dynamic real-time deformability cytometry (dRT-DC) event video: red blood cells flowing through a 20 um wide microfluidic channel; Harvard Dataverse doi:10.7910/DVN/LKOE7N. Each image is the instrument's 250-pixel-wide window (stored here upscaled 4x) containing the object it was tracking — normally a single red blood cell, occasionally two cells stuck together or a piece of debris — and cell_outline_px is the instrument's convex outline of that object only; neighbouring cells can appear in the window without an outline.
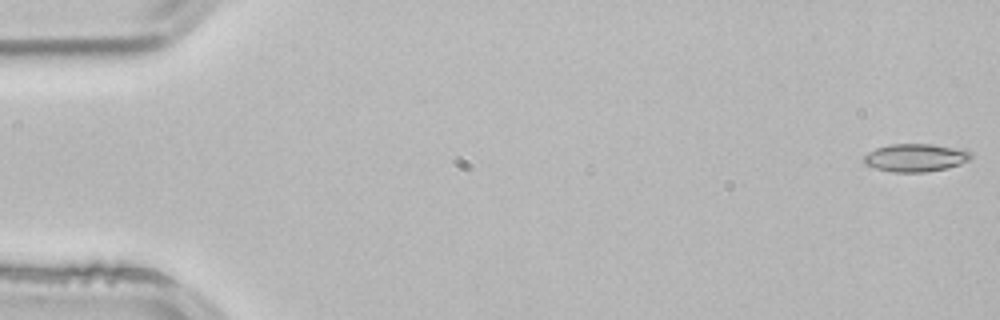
{"species": "common noctule bat (a hibernating species)", "species_latin": "Nyctalus noctula", "temperature_condition": "room temperature", "stored_images_in_passage": 5, "camera_frame_rate_fps": 3000, "um_per_image_px": 0.085, "animal": {"sex": "male", "body_mass_g": 21.5, "forearm_length_mm": 52.0}, "frame": {"image": 1, "passage_image": 1, "time_ms": 0.0, "image_size_px": [1000, 320], "cell_outline_px": [[972, 160], [948, 168], [924, 172], [892, 172], [876, 168], [864, 164], [864, 156], [868, 152], [876, 148], [892, 144], [932, 144], [968, 148], [972, 152]], "centroid_in_image_um": [77.92, 13.39], "position_along_channel_um": 7.1, "area_um2": 17.8}}